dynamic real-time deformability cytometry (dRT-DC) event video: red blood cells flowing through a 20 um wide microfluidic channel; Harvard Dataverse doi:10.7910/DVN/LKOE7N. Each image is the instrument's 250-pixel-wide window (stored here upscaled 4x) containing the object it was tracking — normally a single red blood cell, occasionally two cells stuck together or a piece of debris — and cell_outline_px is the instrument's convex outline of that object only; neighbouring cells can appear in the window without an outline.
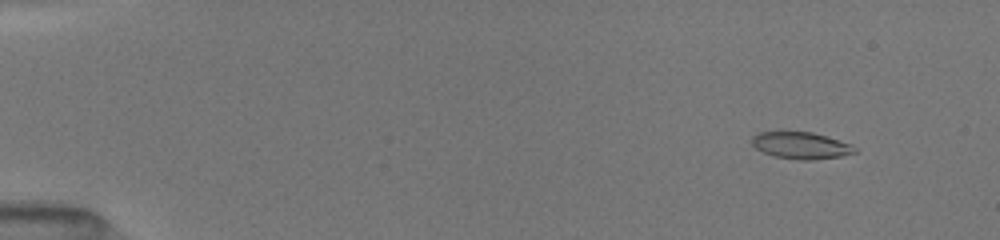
{"species": "common noctule bat (a hibernating species)", "species_latin": "Nyctalus noctula", "temperature_condition": "room temperature", "stored_images_in_passage": 22, "camera_frame_rate_fps": 3000, "um_per_image_px": 0.085, "animal": {"sex": "female", "body_mass_g": 19.5, "forearm_length_mm": 54.1}, "frame": {"image": 1, "passage_image": 1, "time_ms": 0.0, "image_size_px": [1000, 240], "cell_outline_px": [[856, 152], [840, 156], [812, 160], [800, 160], [772, 156], [756, 148], [752, 144], [752, 136], [760, 132], [812, 132], [852, 144], [856, 148]], "centroid_in_image_um": [68.08, 12.37], "position_along_channel_um": 16.9, "area_um2": 15.95}}
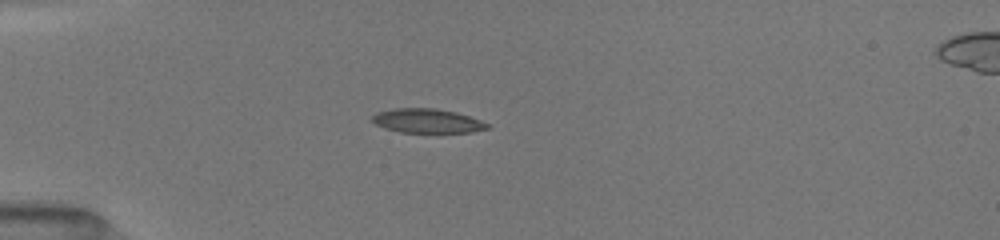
{"frame": {"image": 2, "passage_image": 20, "time_ms": 3.333, "image_size_px": [1000, 240], "cell_outline_px": [[492, 128], [472, 132], [400, 132], [384, 128], [376, 124], [372, 120], [372, 116], [376, 112], [392, 108], [436, 108], [456, 112], [480, 120], [488, 124]], "centroid_in_image_um": [36.31, 10.27], "position_along_channel_um": 48.7, "area_um2": 16.24}}